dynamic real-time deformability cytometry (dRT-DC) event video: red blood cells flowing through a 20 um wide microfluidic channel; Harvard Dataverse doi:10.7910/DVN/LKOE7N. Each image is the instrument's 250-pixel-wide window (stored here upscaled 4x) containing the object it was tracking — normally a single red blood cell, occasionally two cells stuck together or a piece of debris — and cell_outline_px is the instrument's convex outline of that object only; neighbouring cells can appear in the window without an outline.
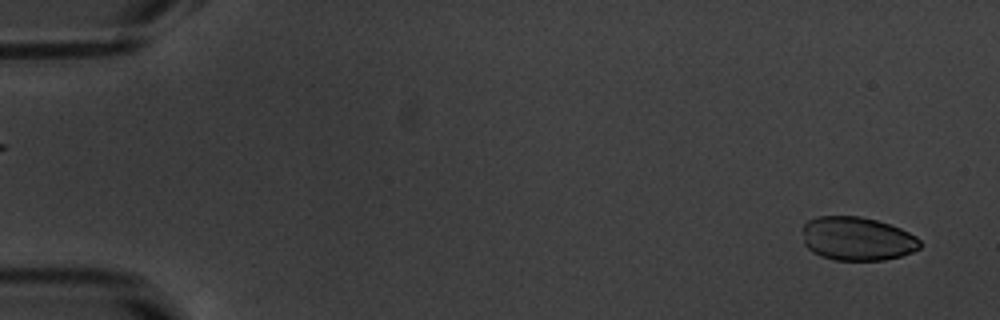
{"species": "common noctule bat (a hibernating species)", "species_latin": "Nyctalus noctula", "temperature_condition": "warm", "stored_images_in_passage": 52, "camera_frame_rate_fps": 3000, "um_per_image_px": 0.085, "animal": {"sex": "male", "body_mass_g": 20.1, "forearm_length_mm": 53.5}, "frame": {"image": 1, "passage_image": 2, "time_ms": 0.333, "image_size_px": [1000, 320], "cell_outline_px": [[920, 248], [912, 252], [900, 256], [884, 260], [836, 260], [820, 256], [812, 252], [804, 244], [800, 228], [808, 220], [816, 216], [860, 216], [876, 220], [900, 228], [916, 236], [920, 240]], "centroid_in_image_um": [72.81, 20.28], "position_along_channel_um": 12.2, "area_um2": 30.17}}